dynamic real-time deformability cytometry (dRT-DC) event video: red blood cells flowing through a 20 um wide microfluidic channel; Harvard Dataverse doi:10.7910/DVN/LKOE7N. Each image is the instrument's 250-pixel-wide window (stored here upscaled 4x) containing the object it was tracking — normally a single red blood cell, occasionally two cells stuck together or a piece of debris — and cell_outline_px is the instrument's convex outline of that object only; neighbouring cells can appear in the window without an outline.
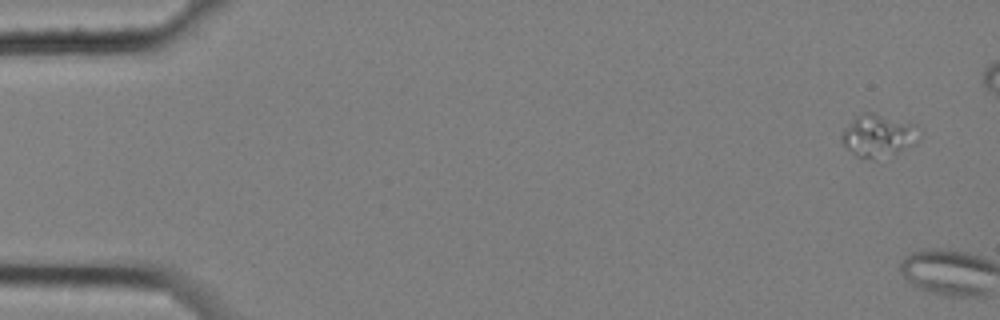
{"species": "common noctule bat (a hibernating species)", "species_latin": "Nyctalus noctula", "temperature_condition": "cold", "stored_images_in_passage": 2, "camera_frame_rate_fps": 3000, "um_per_image_px": 0.085, "animal": {"sex": "female", "body_mass_g": 25.1}, "frame": {"image": 1, "passage_image": 1, "time_ms": 0.0, "image_size_px": [1000, 320], "cell_outline_px": [[920, 136], [916, 144], [876, 160], [856, 156], [844, 144], [840, 136], [844, 128], [856, 116], [864, 112], [872, 112], [912, 124]], "centroid_in_image_um": [74.62, 11.54], "position_along_channel_um": 10.4, "area_um2": 18.79}}